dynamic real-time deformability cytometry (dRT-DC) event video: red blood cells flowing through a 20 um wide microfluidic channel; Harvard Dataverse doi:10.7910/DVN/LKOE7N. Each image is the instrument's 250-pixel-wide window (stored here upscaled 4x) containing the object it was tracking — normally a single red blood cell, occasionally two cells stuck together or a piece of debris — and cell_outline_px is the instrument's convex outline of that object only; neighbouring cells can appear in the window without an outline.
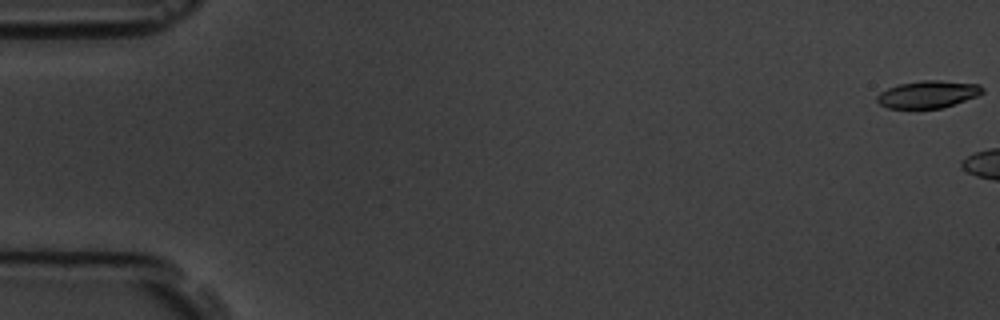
{"species": "common noctule bat (a hibernating species)", "species_latin": "Nyctalus noctula", "temperature_condition": "room temperature", "stored_images_in_passage": 8, "camera_frame_rate_fps": 3000, "um_per_image_px": 0.085, "animal": {"sex": "male", "body_mass_g": 19.5, "forearm_length_mm": 54.6}, "frame": {"image": 1, "passage_image": 1, "time_ms": 0.0, "image_size_px": [1000, 320], "cell_outline_px": [[984, 92], [976, 96], [940, 108], [888, 108], [880, 104], [876, 100], [876, 96], [880, 92], [888, 88], [900, 84], [924, 80], [940, 80], [980, 84], [984, 88]], "centroid_in_image_um": [78.87, 8.0], "position_along_channel_um": 6.1, "area_um2": 16.59}}
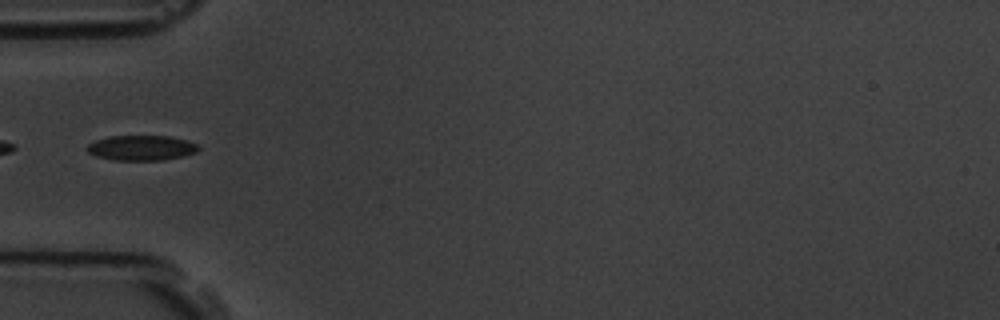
{"frame": {"image": 2, "passage_image": 7, "time_ms": 7.667, "image_size_px": [1000, 320], "cell_outline_px": [[200, 148], [196, 152], [184, 156], [164, 160], [112, 160], [96, 156], [88, 152], [88, 144], [96, 140], [108, 136], [172, 136], [196, 144]], "centroid_in_image_um": [12.02, 12.57], "position_along_channel_um": 73.0, "area_um2": 16.24}}
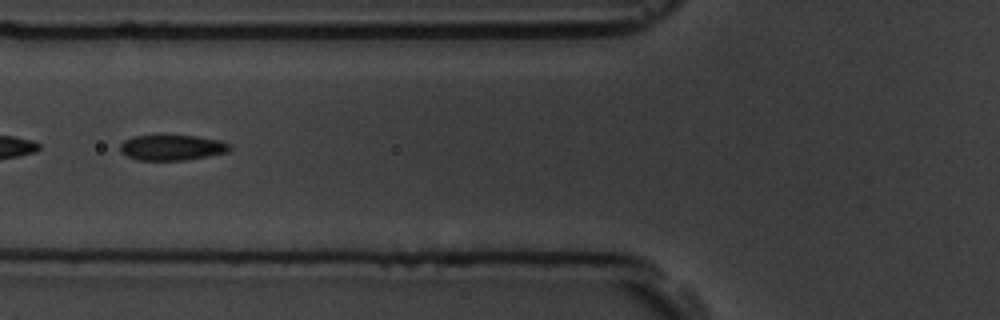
{"frame": {"image": 3, "passage_image": 8, "time_ms": 8.667, "image_size_px": [1000, 320], "cell_outline_px": [[232, 148], [228, 152], [208, 156], [184, 160], [140, 160], [128, 156], [120, 152], [120, 144], [124, 140], [132, 136], [196, 136], [216, 140], [232, 144]], "centroid_in_image_um": [14.62, 12.55], "position_along_channel_um": 111.2, "area_um2": 16.13}}